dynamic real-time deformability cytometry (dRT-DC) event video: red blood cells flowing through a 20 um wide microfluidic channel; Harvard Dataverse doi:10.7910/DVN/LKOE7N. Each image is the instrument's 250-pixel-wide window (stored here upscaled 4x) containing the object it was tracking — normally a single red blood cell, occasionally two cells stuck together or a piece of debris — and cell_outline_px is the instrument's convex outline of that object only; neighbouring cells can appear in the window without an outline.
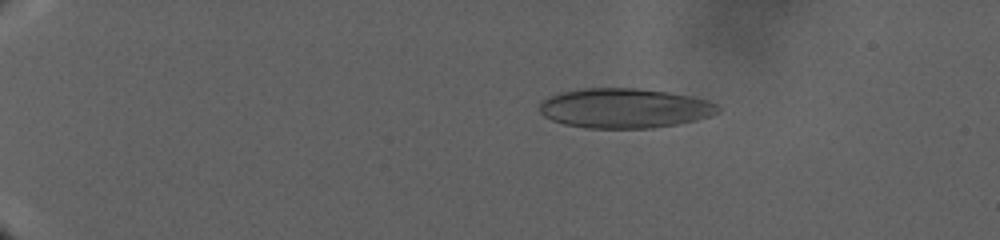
{"species": "human", "species_latin": "Homo sapiens", "temperature_condition": "warm", "stored_images_in_passage": 46, "camera_frame_rate_fps": 3000, "um_per_image_px": 0.085, "donor": {"sex": "male"}, "frame": {"image": 1, "passage_image": 22, "time_ms": 9.333, "image_size_px": [1000, 240], "cell_outline_px": [[720, 112], [712, 116], [696, 120], [676, 124], [652, 128], [584, 128], [564, 124], [552, 120], [544, 116], [540, 112], [540, 100], [548, 96], [560, 92], [580, 88], [636, 88], [668, 92], [692, 96], [708, 100], [716, 104], [720, 108]], "centroid_in_image_um": [53.08, 9.19], "position_along_channel_um": 31.9, "area_um2": 41.67}}
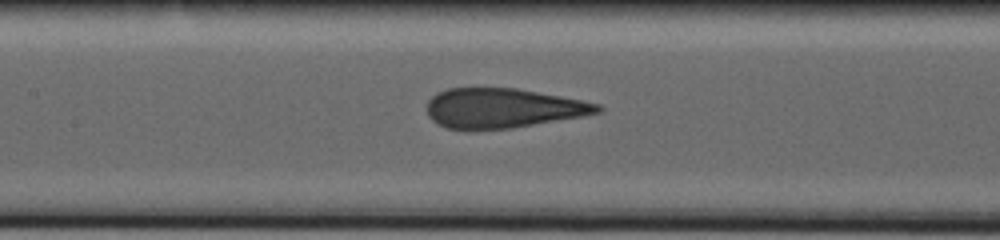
{"frame": {"image": 2, "passage_image": 43, "time_ms": 24.0, "image_size_px": [1000, 240], "cell_outline_px": [[604, 108], [600, 112], [584, 116], [512, 128], [448, 128], [436, 124], [428, 116], [428, 100], [436, 92], [448, 88], [516, 88], [584, 100], [600, 104]], "centroid_in_image_um": [42.77, 9.17], "position_along_channel_um": 164.6, "area_um2": 39.25}}
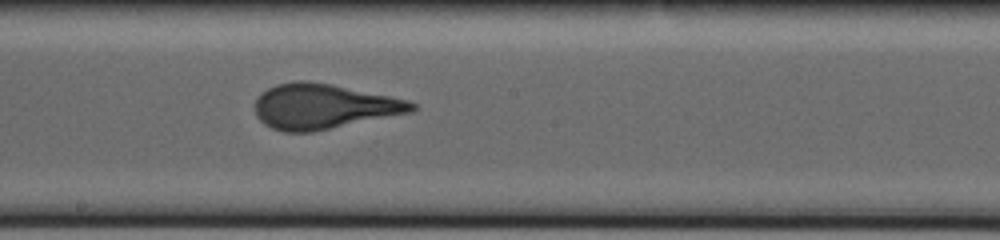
{"frame": {"image": 3, "passage_image": 46, "time_ms": 27.333, "image_size_px": [1000, 240], "cell_outline_px": [[416, 108], [412, 112], [312, 132], [284, 132], [272, 128], [264, 124], [256, 116], [256, 96], [260, 92], [276, 84], [296, 80], [304, 80], [332, 84], [408, 100], [416, 104]], "centroid_in_image_um": [27.46, 9.04], "position_along_channel_um": 220.7, "area_um2": 41.15}}